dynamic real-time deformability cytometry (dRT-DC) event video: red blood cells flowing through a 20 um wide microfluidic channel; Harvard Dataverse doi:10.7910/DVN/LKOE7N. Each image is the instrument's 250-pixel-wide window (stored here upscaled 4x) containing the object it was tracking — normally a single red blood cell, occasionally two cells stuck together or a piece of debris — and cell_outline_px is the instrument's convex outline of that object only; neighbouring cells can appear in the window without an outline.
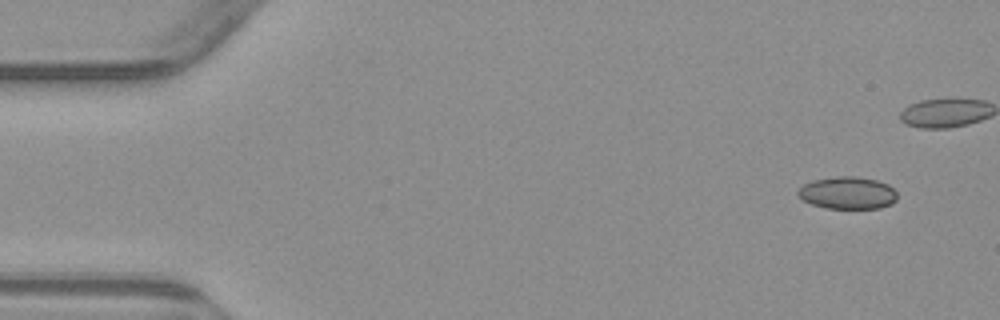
{"species": "common noctule bat (a hibernating species)", "species_latin": "Nyctalus noctula", "temperature_condition": "warm", "stored_images_in_passage": 2, "camera_frame_rate_fps": 3000, "um_per_image_px": 0.085, "animal": {"sex": "male", "body_mass_g": 23.1, "forearm_length_mm": 52.7}, "frame": {"image": 1, "passage_image": 1, "time_ms": 0.0, "image_size_px": [1000, 320], "cell_outline_px": [[896, 200], [892, 204], [880, 208], [828, 208], [812, 204], [804, 200], [796, 192], [804, 184], [812, 180], [840, 176], [852, 176], [876, 180], [888, 184], [896, 192]], "centroid_in_image_um": [72.06, 16.4], "position_along_channel_um": 12.9, "area_um2": 18.5}}